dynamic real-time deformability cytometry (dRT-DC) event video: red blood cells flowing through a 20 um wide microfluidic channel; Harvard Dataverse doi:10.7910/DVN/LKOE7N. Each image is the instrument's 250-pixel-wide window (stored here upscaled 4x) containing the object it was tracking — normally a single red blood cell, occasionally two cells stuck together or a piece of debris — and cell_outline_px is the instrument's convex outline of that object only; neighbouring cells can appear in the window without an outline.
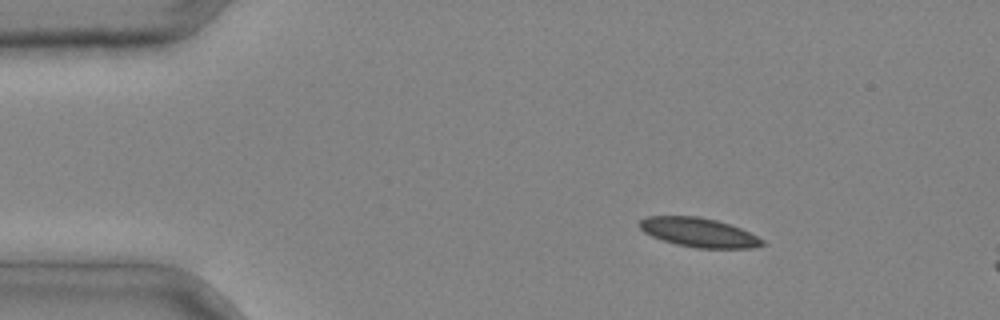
{"species": "common noctule bat (a hibernating species)", "species_latin": "Nyctalus noctula", "temperature_condition": "cold", "stored_images_in_passage": 3, "camera_frame_rate_fps": 3000, "um_per_image_px": 0.085, "animal": {"sex": "male", "body_mass_g": 20.4}, "frame": {"image": 1, "passage_image": 1, "time_ms": 0.0, "image_size_px": [1000, 320], "cell_outline_px": [[764, 244], [752, 248], [696, 248], [676, 244], [652, 236], [644, 232], [640, 228], [640, 220], [648, 216], [700, 216], [716, 220], [740, 228], [764, 240]], "centroid_in_image_um": [59.39, 19.75], "position_along_channel_um": 25.6, "area_um2": 20.63}}